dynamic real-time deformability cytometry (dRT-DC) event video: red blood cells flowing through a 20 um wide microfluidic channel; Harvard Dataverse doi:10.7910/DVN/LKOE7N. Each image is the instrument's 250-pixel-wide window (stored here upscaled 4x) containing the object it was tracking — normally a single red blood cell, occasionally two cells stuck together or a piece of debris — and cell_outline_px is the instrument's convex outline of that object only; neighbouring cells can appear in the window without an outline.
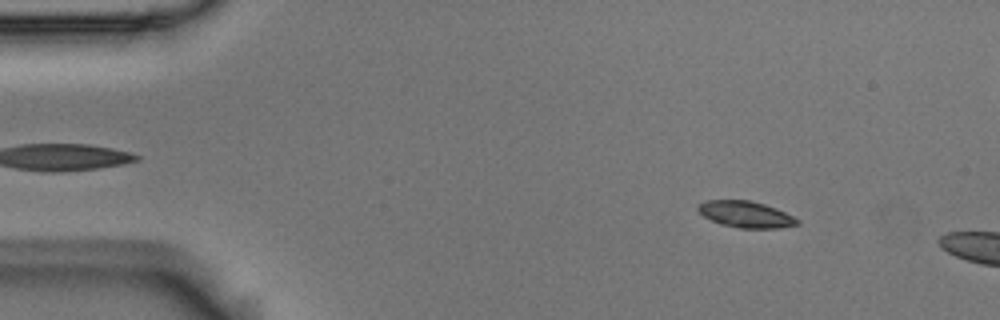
{"species": "Egyptian fruit bat (a non-hibernating species)", "species_latin": "Rousettus aegyptiacus", "temperature_condition": "room temperature", "stored_images_in_passage": 5, "camera_frame_rate_fps": 3000, "um_per_image_px": 0.085, "animal": {"sex": "male"}, "frame": {"image": 1, "passage_image": 2, "time_ms": 0.333, "image_size_px": [1000, 320], "cell_outline_px": [[800, 224], [780, 228], [740, 228], [720, 224], [704, 216], [696, 208], [696, 204], [708, 200], [752, 200], [776, 208], [800, 220]], "centroid_in_image_um": [63.39, 18.21], "position_along_channel_um": 21.6, "area_um2": 15.32}}